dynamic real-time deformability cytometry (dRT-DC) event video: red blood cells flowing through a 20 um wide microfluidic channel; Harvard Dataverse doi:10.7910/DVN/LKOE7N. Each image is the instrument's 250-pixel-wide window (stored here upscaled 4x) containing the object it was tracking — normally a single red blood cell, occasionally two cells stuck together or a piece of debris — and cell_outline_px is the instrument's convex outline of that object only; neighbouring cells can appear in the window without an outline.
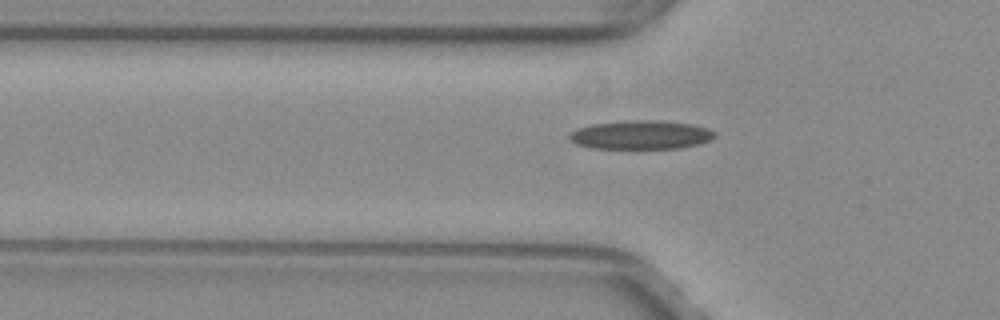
{"species": "common noctule bat (a hibernating species)", "species_latin": "Nyctalus noctula", "temperature_condition": "warm", "stored_images_in_passage": 41, "camera_frame_rate_fps": 3000, "um_per_image_px": 0.085, "animal": {"sex": "female", "body_mass_g": 29.2, "forearm_length_mm": 56.3}, "frame": {"image": 1, "passage_image": 11, "time_ms": 3.333, "image_size_px": [1000, 320], "cell_outline_px": [[716, 136], [700, 144], [680, 148], [592, 148], [576, 144], [568, 136], [576, 128], [592, 124], [636, 120], [660, 120], [692, 124], [708, 128], [716, 132]], "centroid_in_image_um": [54.51, 11.46], "position_along_channel_um": 71.3, "area_um2": 24.28}}
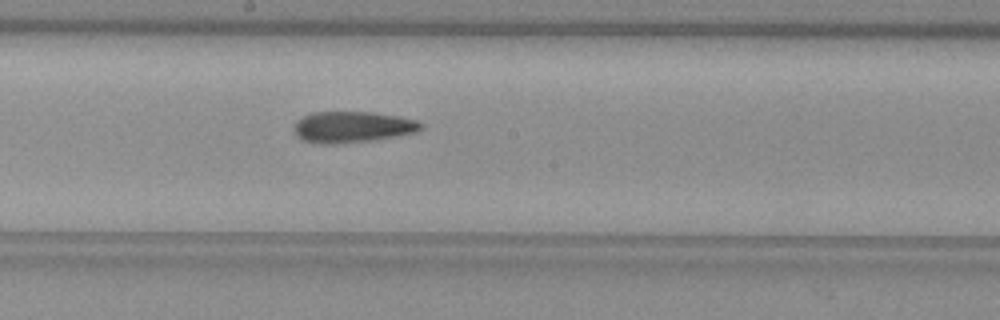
{"frame": {"image": 2, "passage_image": 22, "time_ms": 7.0, "image_size_px": [1000, 320], "cell_outline_px": [[424, 124], [416, 132], [396, 136], [372, 140], [336, 144], [316, 144], [300, 140], [296, 136], [296, 124], [304, 116], [312, 112], [372, 112], [396, 116], [416, 120]], "centroid_in_image_um": [29.94, 10.81], "position_along_channel_um": 218.3, "area_um2": 22.89}}
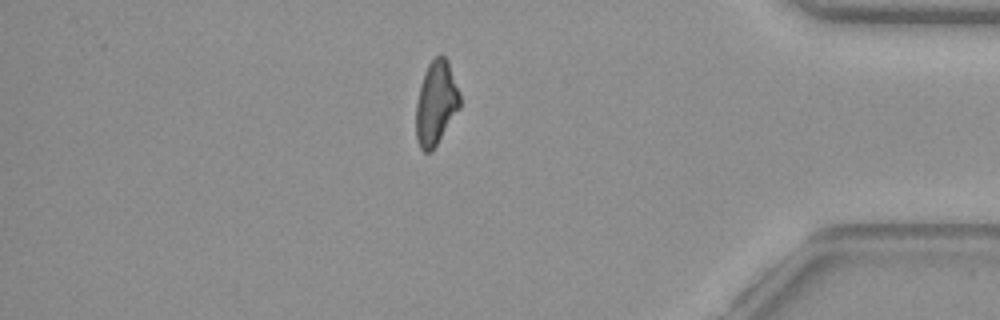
{"frame": {"image": 3, "passage_image": 38, "time_ms": 12.333, "image_size_px": [1000, 320], "cell_outline_px": [[460, 108], [432, 152], [424, 152], [420, 148], [416, 140], [416, 104], [420, 84], [424, 72], [428, 64], [440, 52], [448, 60], [460, 96]], "centroid_in_image_um": [37.05, 8.77], "position_along_channel_um": 398.2, "area_um2": 21.62}}